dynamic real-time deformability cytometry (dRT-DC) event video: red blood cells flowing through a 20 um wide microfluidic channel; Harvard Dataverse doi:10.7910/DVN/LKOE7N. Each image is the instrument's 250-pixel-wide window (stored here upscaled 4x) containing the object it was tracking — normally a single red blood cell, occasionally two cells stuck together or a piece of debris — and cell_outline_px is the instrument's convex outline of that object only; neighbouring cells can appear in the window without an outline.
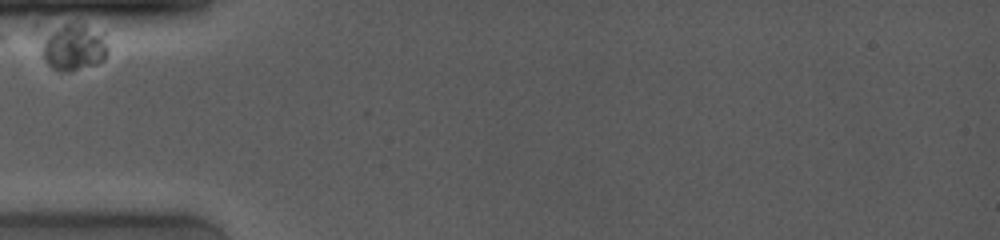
{"species": "common noctule bat (a hibernating species)", "species_latin": "Nyctalus noctula", "temperature_condition": "room temperature", "stored_images_in_passage": 41, "camera_frame_rate_fps": 4000, "um_per_image_px": 0.085, "animal": {"sex": "female", "body_mass_g": 19.0, "forearm_length_mm": 53.3}, "frame": {"image": 1, "passage_image": 1, "time_ms": 0.0, "image_size_px": [1000, 240], "cell_outline_px": [[108, 52], [104, 60], [96, 64], [68, 72], [60, 72], [52, 68], [44, 60], [28, 36], [28, 32], [32, 24], [84, 24], [104, 32], [108, 48]], "centroid_in_image_um": [5.87, 3.86], "position_along_channel_um": 79.1, "area_um2": 21.39}}
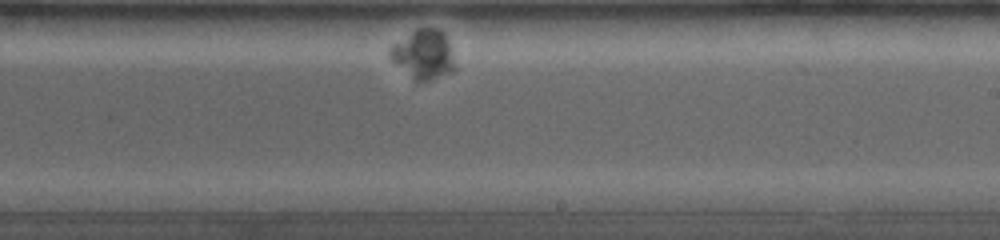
{"frame": {"image": 2, "passage_image": 24, "time_ms": 5.75, "image_size_px": [1000, 240], "cell_outline_px": [[456, 68], [452, 72], [420, 84], [416, 84], [388, 56], [388, 48], [392, 44], [416, 28], [436, 28], [444, 32]], "centroid_in_image_um": [35.95, 4.66], "position_along_channel_um": 253.0, "area_um2": 18.96}}
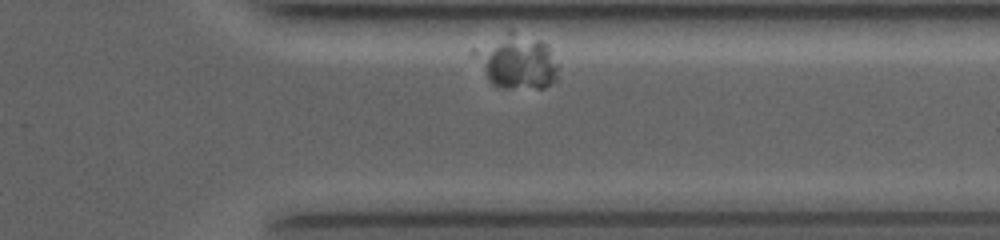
{"frame": {"image": 3, "passage_image": 38, "time_ms": 9.25, "image_size_px": [1000, 240], "cell_outline_px": [[556, 80], [544, 88], [500, 88], [492, 84], [488, 80], [472, 56], [472, 48], [508, 28], [512, 28], [540, 40], [548, 48], [556, 64]], "centroid_in_image_um": [43.83, 5.17], "position_along_channel_um": 367.6, "area_um2": 27.11}}